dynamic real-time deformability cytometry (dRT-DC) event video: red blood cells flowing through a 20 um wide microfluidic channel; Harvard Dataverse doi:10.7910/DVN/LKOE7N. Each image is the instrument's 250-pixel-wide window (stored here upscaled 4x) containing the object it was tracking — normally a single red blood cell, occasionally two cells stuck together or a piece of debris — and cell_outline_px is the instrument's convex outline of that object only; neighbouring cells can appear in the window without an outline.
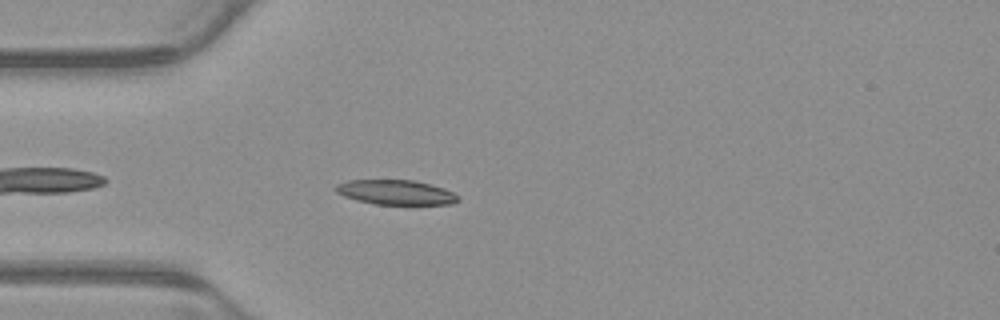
{"species": "common noctule bat (a hibernating species)", "species_latin": "Nyctalus noctula", "temperature_condition": "warm", "stored_images_in_passage": 42, "camera_frame_rate_fps": 3000, "um_per_image_px": 0.085, "animal": {"sex": "male", "body_mass_g": 23.1, "forearm_length_mm": 52.7}, "frame": {"image": 1, "passage_image": 4, "time_ms": 1.0, "image_size_px": [1000, 320], "cell_outline_px": [[460, 200], [452, 204], [376, 204], [356, 200], [344, 196], [336, 192], [332, 188], [336, 184], [348, 180], [412, 180], [444, 188], [460, 196]], "centroid_in_image_um": [33.62, 16.34], "position_along_channel_um": 51.4, "area_um2": 17.63}}
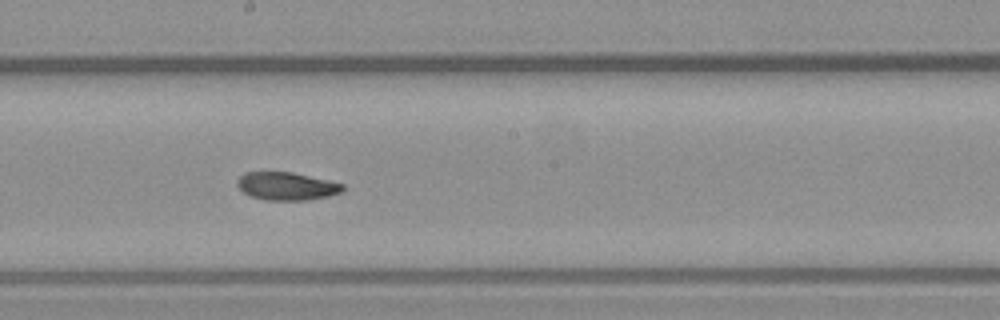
{"frame": {"image": 2, "passage_image": 18, "time_ms": 5.667, "image_size_px": [1000, 320], "cell_outline_px": [[344, 188], [340, 192], [328, 196], [308, 200], [264, 200], [252, 196], [244, 192], [236, 184], [236, 180], [244, 172], [292, 172], [328, 180], [344, 184]], "centroid_in_image_um": [24.35, 15.82], "position_along_channel_um": 223.9, "area_um2": 17.11}}
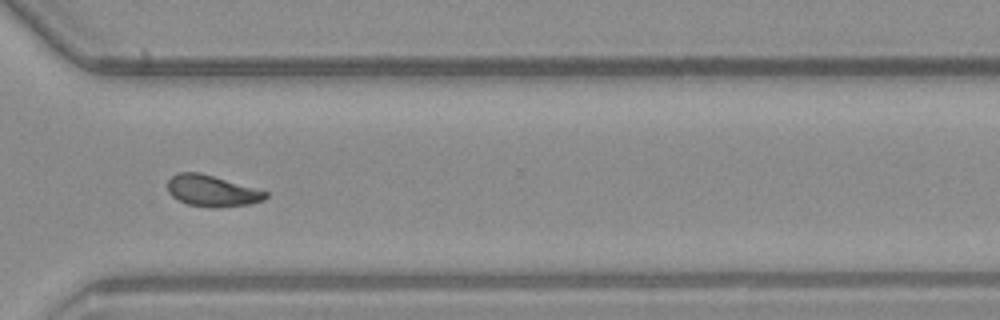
{"frame": {"image": 3, "passage_image": 28, "time_ms": 9.0, "image_size_px": [1000, 320], "cell_outline_px": [[268, 196], [264, 200], [252, 204], [188, 204], [172, 196], [168, 192], [168, 180], [176, 172], [200, 172], [268, 192]], "centroid_in_image_um": [17.99, 16.16], "position_along_channel_um": 352.6, "area_um2": 16.88}, "authors_computed_cell_mechanics": {"area_um2": 17.8602, "velocity_mm_per_s": 3.8643, "shape_relaxation_time_tau1_ms": null, "shape_relaxation_time_tau2_ms": 5.9611, "deformation_change_tau1": null, "deformation_change_tau2": 0.1139}}